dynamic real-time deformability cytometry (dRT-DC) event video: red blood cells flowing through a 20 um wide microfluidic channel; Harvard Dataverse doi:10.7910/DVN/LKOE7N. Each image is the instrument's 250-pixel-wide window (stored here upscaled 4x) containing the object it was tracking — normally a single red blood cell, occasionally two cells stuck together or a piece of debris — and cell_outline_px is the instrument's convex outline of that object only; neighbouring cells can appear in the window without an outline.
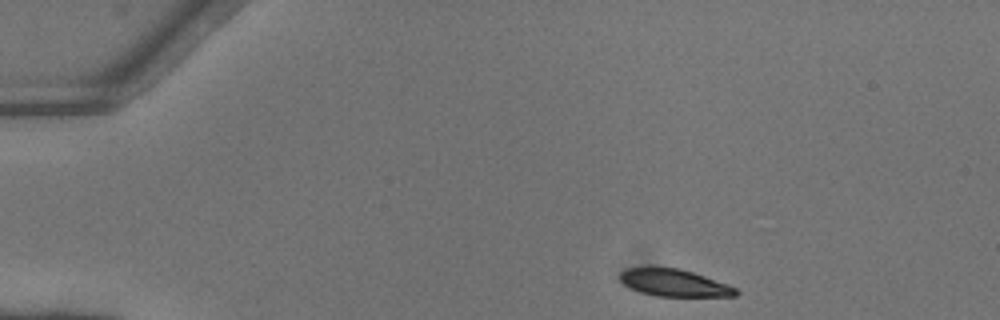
{"species": "common noctule bat (a hibernating species)", "species_latin": "Nyctalus noctula", "temperature_condition": "warm", "stored_images_in_passage": 25, "camera_frame_rate_fps": 3000, "um_per_image_px": 0.085, "animal": {"sex": "female"}, "frame": {"image": 1, "passage_image": 1, "time_ms": 0.0, "image_size_px": [1000, 320], "cell_outline_px": [[740, 292], [736, 296], [656, 296], [640, 292], [624, 284], [620, 280], [620, 272], [628, 268], [680, 268], [728, 284], [736, 288]], "centroid_in_image_um": [57.33, 24.05], "position_along_channel_um": 27.7, "area_um2": 18.09}}
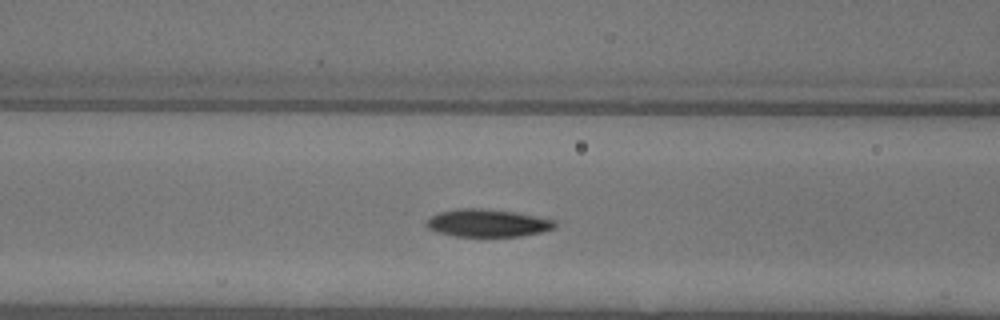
{"frame": {"image": 2, "passage_image": 14, "time_ms": 4.333, "image_size_px": [1000, 320], "cell_outline_px": [[556, 228], [540, 232], [520, 236], [456, 236], [436, 232], [428, 228], [424, 224], [432, 216], [440, 212], [460, 208], [480, 208], [512, 212], [536, 216], [552, 220], [556, 224]], "centroid_in_image_um": [41.41, 18.96], "position_along_channel_um": 125.2, "area_um2": 20.4}}
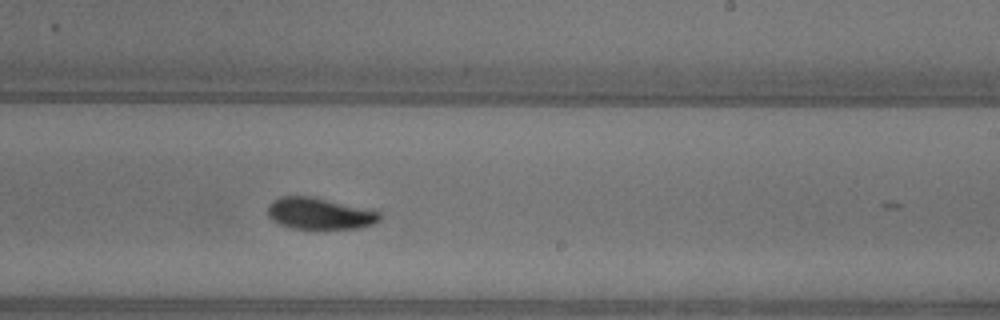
{"frame": {"image": 3, "passage_image": 24, "time_ms": 7.667, "image_size_px": [1000, 320], "cell_outline_px": [[380, 220], [372, 224], [360, 228], [292, 228], [280, 224], [272, 220], [268, 216], [268, 204], [272, 200], [280, 196], [312, 196], [376, 208], [380, 212]], "centroid_in_image_um": [27.22, 18.12], "position_along_channel_um": 261.8, "area_um2": 21.1}}